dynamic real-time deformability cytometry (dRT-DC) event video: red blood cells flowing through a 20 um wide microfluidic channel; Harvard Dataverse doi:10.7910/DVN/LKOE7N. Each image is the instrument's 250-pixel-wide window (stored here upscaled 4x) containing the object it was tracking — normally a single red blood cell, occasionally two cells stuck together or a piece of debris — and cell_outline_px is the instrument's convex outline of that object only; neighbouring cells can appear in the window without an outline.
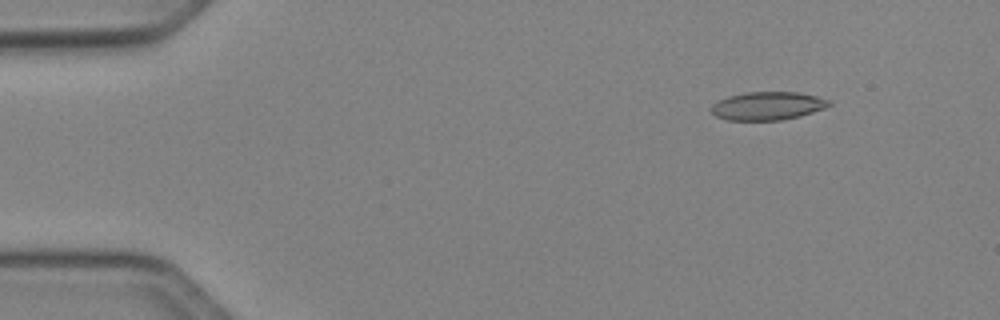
{"species": "Egyptian fruit bat (a non-hibernating species)", "species_latin": "Rousettus aegyptiacus", "temperature_condition": "cold", "stored_images_in_passage": 14, "camera_frame_rate_fps": 3000, "um_per_image_px": 0.085, "animal": {"sex": "female"}, "frame": {"image": 1, "passage_image": 6, "time_ms": 1.667, "image_size_px": [1000, 320], "cell_outline_px": [[832, 104], [824, 108], [800, 116], [780, 120], [728, 120], [716, 116], [712, 112], [712, 104], [716, 100], [728, 96], [744, 92], [796, 92], [816, 96], [828, 100]], "centroid_in_image_um": [65.21, 8.99], "position_along_channel_um": 19.8, "area_um2": 19.31}}